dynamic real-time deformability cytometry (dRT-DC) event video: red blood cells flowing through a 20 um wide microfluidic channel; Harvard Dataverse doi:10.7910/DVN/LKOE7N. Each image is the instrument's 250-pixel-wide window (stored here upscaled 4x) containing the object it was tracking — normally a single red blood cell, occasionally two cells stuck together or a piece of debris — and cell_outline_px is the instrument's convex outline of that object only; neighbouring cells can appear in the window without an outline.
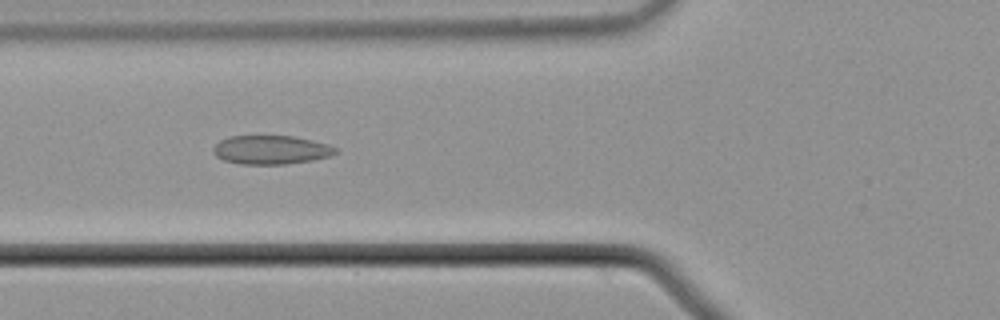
{"species": "common noctule bat (a hibernating species)", "species_latin": "Nyctalus noctula", "temperature_condition": "cold", "stored_images_in_passage": 43, "camera_frame_rate_fps": 3000, "um_per_image_px": 0.085, "animal": {"sex": "male", "body_mass_g": 21.5, "forearm_length_mm": 52.0}, "frame": {"image": 1, "passage_image": 9, "time_ms": 2.667, "image_size_px": [1000, 320], "cell_outline_px": [[340, 152], [328, 156], [312, 160], [284, 164], [240, 164], [224, 160], [216, 156], [212, 152], [212, 148], [220, 140], [228, 136], [292, 136], [312, 140], [328, 144], [340, 148]], "centroid_in_image_um": [23.05, 12.73], "position_along_channel_um": 102.8, "area_um2": 20.63}}
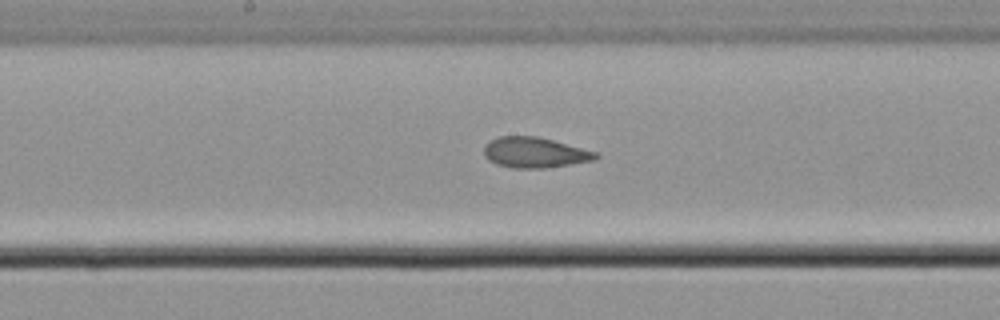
{"frame": {"image": 2, "passage_image": 17, "time_ms": 5.333, "image_size_px": [1000, 320], "cell_outline_px": [[600, 156], [592, 160], [544, 168], [512, 168], [496, 164], [488, 160], [484, 156], [484, 144], [496, 136], [536, 136], [600, 152]], "centroid_in_image_um": [45.42, 12.96], "position_along_channel_um": 202.8, "area_um2": 19.94}}
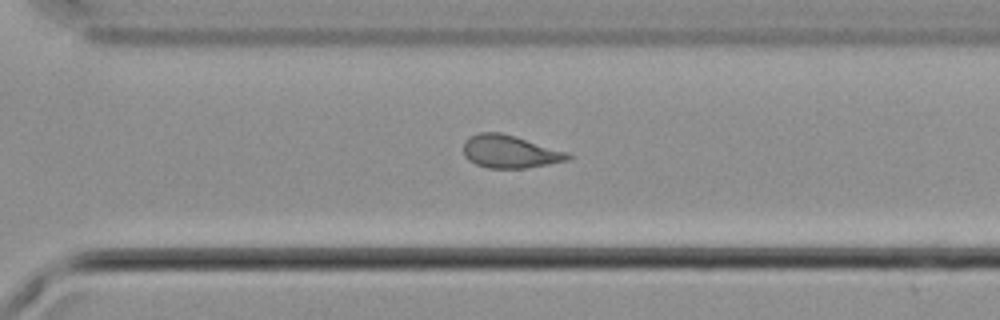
{"frame": {"image": 3, "passage_image": 27, "time_ms": 8.667, "image_size_px": [1000, 320], "cell_outline_px": [[572, 156], [568, 160], [548, 164], [524, 168], [488, 168], [476, 164], [468, 160], [464, 156], [464, 140], [468, 136], [480, 132], [500, 132], [568, 152]], "centroid_in_image_um": [43.3, 12.88], "position_along_channel_um": 327.3, "area_um2": 19.88}, "authors_computed_cell_mechanics": {"area_um2": 20.1144, "velocity_mm_per_s": 3.7404, "shape_relaxation_time_tau1_ms": null, "shape_relaxation_time_tau2_ms": 2.4036, "deformation_change_tau1": null, "deformation_change_tau2": 0.0714}}